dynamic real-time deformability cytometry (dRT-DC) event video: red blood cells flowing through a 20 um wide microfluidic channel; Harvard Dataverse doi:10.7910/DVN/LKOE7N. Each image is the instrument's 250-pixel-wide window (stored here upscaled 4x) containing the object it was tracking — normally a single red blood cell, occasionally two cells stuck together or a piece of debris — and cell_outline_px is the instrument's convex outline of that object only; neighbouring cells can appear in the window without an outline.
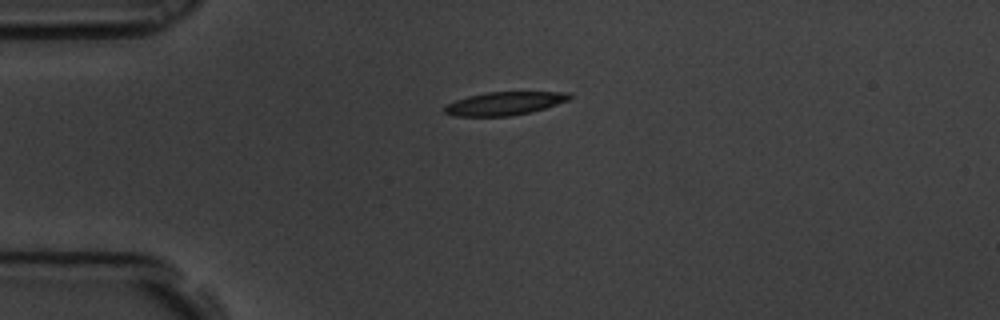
{"species": "common noctule bat (a hibernating species)", "species_latin": "Nyctalus noctula", "temperature_condition": "room temperature", "stored_images_in_passage": 46, "camera_frame_rate_fps": 3000, "um_per_image_px": 0.085, "animal": {"sex": "male", "body_mass_g": 19.5, "forearm_length_mm": 54.6}, "frame": {"image": 1, "passage_image": 1, "time_ms": 0.0, "image_size_px": [1000, 320], "cell_outline_px": [[572, 96], [568, 100], [532, 112], [512, 116], [456, 116], [444, 112], [444, 108], [448, 104], [456, 100], [468, 96], [484, 92], [572, 92]], "centroid_in_image_um": [42.9, 8.79], "position_along_channel_um": 42.1, "area_um2": 16.88}}
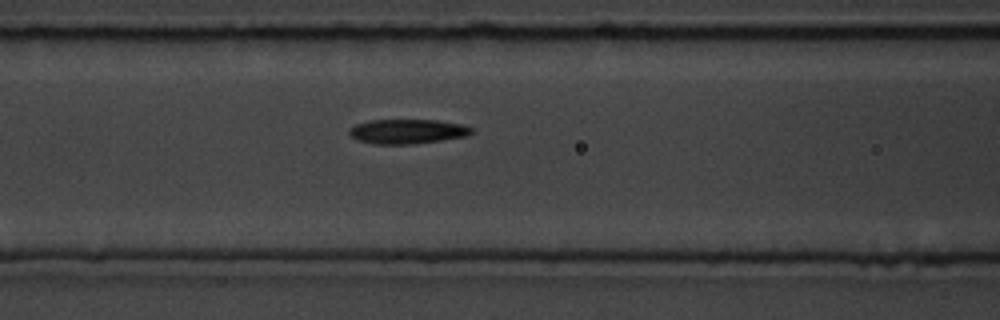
{"frame": {"image": 2, "passage_image": 11, "time_ms": 3.333, "image_size_px": [1000, 320], "cell_outline_px": [[472, 132], [468, 136], [416, 144], [376, 144], [360, 140], [352, 136], [348, 132], [348, 128], [356, 124], [368, 120], [436, 120], [464, 124], [472, 128]], "centroid_in_image_um": [34.65, 11.17], "position_along_channel_um": 131.9, "area_um2": 17.57}}
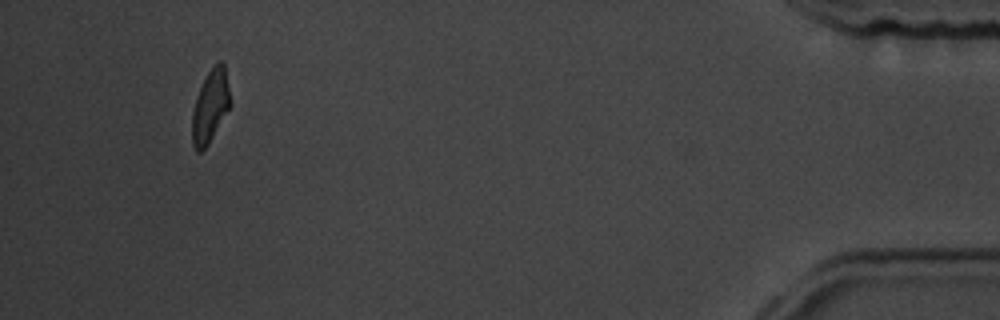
{"frame": {"image": 3, "passage_image": 42, "time_ms": 13.667, "image_size_px": [1000, 320], "cell_outline_px": [[232, 104], [208, 144], [200, 152], [196, 152], [192, 144], [192, 112], [196, 96], [208, 72], [220, 60], [224, 64]], "centroid_in_image_um": [17.87, 9.05], "position_along_channel_um": 417.3, "area_um2": 16.07}, "authors_computed_cell_mechanics": {"area_um2": 17.34, "velocity_mm_per_s": 3.4554, "shape_relaxation_time_tau1_ms": 5.2034, "shape_relaxation_time_tau2_ms": 3.7466, "deformation_change_tau1": 0.2086, "deformation_change_tau2": 0.1235}}